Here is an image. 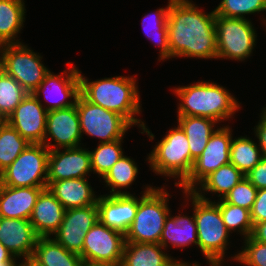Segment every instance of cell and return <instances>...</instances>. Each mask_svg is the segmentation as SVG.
I'll return each mask as SVG.
<instances>
[{"label": "cell", "instance_id": "6da1fadb", "mask_svg": "<svg viewBox=\"0 0 266 266\" xmlns=\"http://www.w3.org/2000/svg\"><path fill=\"white\" fill-rule=\"evenodd\" d=\"M215 13H205L191 0H172L167 28L171 58L217 59Z\"/></svg>", "mask_w": 266, "mask_h": 266}, {"label": "cell", "instance_id": "7a4b0ae2", "mask_svg": "<svg viewBox=\"0 0 266 266\" xmlns=\"http://www.w3.org/2000/svg\"><path fill=\"white\" fill-rule=\"evenodd\" d=\"M80 93L91 103L123 116L132 126L138 125L150 140L154 134L149 131L136 114L141 112V101L136 77L116 76L96 81H89L79 73Z\"/></svg>", "mask_w": 266, "mask_h": 266}, {"label": "cell", "instance_id": "3957f363", "mask_svg": "<svg viewBox=\"0 0 266 266\" xmlns=\"http://www.w3.org/2000/svg\"><path fill=\"white\" fill-rule=\"evenodd\" d=\"M181 101L178 116H199L224 122L241 107L237 99L223 86L214 82L198 81L174 90Z\"/></svg>", "mask_w": 266, "mask_h": 266}, {"label": "cell", "instance_id": "277c9868", "mask_svg": "<svg viewBox=\"0 0 266 266\" xmlns=\"http://www.w3.org/2000/svg\"><path fill=\"white\" fill-rule=\"evenodd\" d=\"M192 201L193 215L197 226L198 247L210 266H222L225 259L230 232L227 230L219 207L204 194L184 191ZM189 196V197H188Z\"/></svg>", "mask_w": 266, "mask_h": 266}, {"label": "cell", "instance_id": "5b68a950", "mask_svg": "<svg viewBox=\"0 0 266 266\" xmlns=\"http://www.w3.org/2000/svg\"><path fill=\"white\" fill-rule=\"evenodd\" d=\"M139 198L137 212L125 234L126 242L159 244L170 209L164 188L147 186Z\"/></svg>", "mask_w": 266, "mask_h": 266}, {"label": "cell", "instance_id": "8992f818", "mask_svg": "<svg viewBox=\"0 0 266 266\" xmlns=\"http://www.w3.org/2000/svg\"><path fill=\"white\" fill-rule=\"evenodd\" d=\"M146 159L155 174L178 178L176 186L189 176L193 167L188 139L179 125L166 133Z\"/></svg>", "mask_w": 266, "mask_h": 266}, {"label": "cell", "instance_id": "52a82bcc", "mask_svg": "<svg viewBox=\"0 0 266 266\" xmlns=\"http://www.w3.org/2000/svg\"><path fill=\"white\" fill-rule=\"evenodd\" d=\"M217 58L244 61L252 55L257 33L247 18L215 16Z\"/></svg>", "mask_w": 266, "mask_h": 266}, {"label": "cell", "instance_id": "ba28073f", "mask_svg": "<svg viewBox=\"0 0 266 266\" xmlns=\"http://www.w3.org/2000/svg\"><path fill=\"white\" fill-rule=\"evenodd\" d=\"M49 153L44 144H30L0 174V183L9 187H47Z\"/></svg>", "mask_w": 266, "mask_h": 266}, {"label": "cell", "instance_id": "9c48e42d", "mask_svg": "<svg viewBox=\"0 0 266 266\" xmlns=\"http://www.w3.org/2000/svg\"><path fill=\"white\" fill-rule=\"evenodd\" d=\"M76 106L82 135L96 137L99 143L123 139L132 126L123 116L89 102L81 93Z\"/></svg>", "mask_w": 266, "mask_h": 266}, {"label": "cell", "instance_id": "30bf717a", "mask_svg": "<svg viewBox=\"0 0 266 266\" xmlns=\"http://www.w3.org/2000/svg\"><path fill=\"white\" fill-rule=\"evenodd\" d=\"M43 57L24 43L3 44L2 70L32 93L50 71L41 62Z\"/></svg>", "mask_w": 266, "mask_h": 266}, {"label": "cell", "instance_id": "8fae6325", "mask_svg": "<svg viewBox=\"0 0 266 266\" xmlns=\"http://www.w3.org/2000/svg\"><path fill=\"white\" fill-rule=\"evenodd\" d=\"M230 126L217 128L211 135L202 154L195 159L189 176L177 187L184 191H192L210 173L230 163L232 142Z\"/></svg>", "mask_w": 266, "mask_h": 266}, {"label": "cell", "instance_id": "7c38bea8", "mask_svg": "<svg viewBox=\"0 0 266 266\" xmlns=\"http://www.w3.org/2000/svg\"><path fill=\"white\" fill-rule=\"evenodd\" d=\"M125 234L98 221L86 233L82 252L83 263H118L122 261Z\"/></svg>", "mask_w": 266, "mask_h": 266}, {"label": "cell", "instance_id": "4fadbf2b", "mask_svg": "<svg viewBox=\"0 0 266 266\" xmlns=\"http://www.w3.org/2000/svg\"><path fill=\"white\" fill-rule=\"evenodd\" d=\"M68 64L70 65L69 70H64L59 75L49 71L40 85L32 92L39 100L40 94L43 93L44 100L50 102L48 106L44 107L47 111L68 108L76 104L80 95V70L72 63ZM69 98L73 100H68Z\"/></svg>", "mask_w": 266, "mask_h": 266}, {"label": "cell", "instance_id": "5bb4252c", "mask_svg": "<svg viewBox=\"0 0 266 266\" xmlns=\"http://www.w3.org/2000/svg\"><path fill=\"white\" fill-rule=\"evenodd\" d=\"M51 139L55 144L49 141ZM81 139L82 133L76 104L68 108L47 111L43 144L49 150L79 147Z\"/></svg>", "mask_w": 266, "mask_h": 266}, {"label": "cell", "instance_id": "9a60e30c", "mask_svg": "<svg viewBox=\"0 0 266 266\" xmlns=\"http://www.w3.org/2000/svg\"><path fill=\"white\" fill-rule=\"evenodd\" d=\"M41 102L28 93L5 120L30 144L44 143L47 110Z\"/></svg>", "mask_w": 266, "mask_h": 266}, {"label": "cell", "instance_id": "2e32d148", "mask_svg": "<svg viewBox=\"0 0 266 266\" xmlns=\"http://www.w3.org/2000/svg\"><path fill=\"white\" fill-rule=\"evenodd\" d=\"M92 172L89 150L81 146L50 150L48 156L47 181L72 178H87Z\"/></svg>", "mask_w": 266, "mask_h": 266}, {"label": "cell", "instance_id": "e0dca14e", "mask_svg": "<svg viewBox=\"0 0 266 266\" xmlns=\"http://www.w3.org/2000/svg\"><path fill=\"white\" fill-rule=\"evenodd\" d=\"M139 198L132 194L100 195L97 199L99 221L108 228L126 234L134 221Z\"/></svg>", "mask_w": 266, "mask_h": 266}, {"label": "cell", "instance_id": "ac0fdd59", "mask_svg": "<svg viewBox=\"0 0 266 266\" xmlns=\"http://www.w3.org/2000/svg\"><path fill=\"white\" fill-rule=\"evenodd\" d=\"M38 238L30 220L0 217V242L15 258L32 257Z\"/></svg>", "mask_w": 266, "mask_h": 266}, {"label": "cell", "instance_id": "d6986e66", "mask_svg": "<svg viewBox=\"0 0 266 266\" xmlns=\"http://www.w3.org/2000/svg\"><path fill=\"white\" fill-rule=\"evenodd\" d=\"M47 187H9L0 183V217L29 220L40 193Z\"/></svg>", "mask_w": 266, "mask_h": 266}, {"label": "cell", "instance_id": "ffe728a7", "mask_svg": "<svg viewBox=\"0 0 266 266\" xmlns=\"http://www.w3.org/2000/svg\"><path fill=\"white\" fill-rule=\"evenodd\" d=\"M65 210L61 202L45 188L38 196L29 219L36 234L39 237H52L62 223Z\"/></svg>", "mask_w": 266, "mask_h": 266}, {"label": "cell", "instance_id": "44dd1931", "mask_svg": "<svg viewBox=\"0 0 266 266\" xmlns=\"http://www.w3.org/2000/svg\"><path fill=\"white\" fill-rule=\"evenodd\" d=\"M87 178L47 181V188L66 210L97 205V199Z\"/></svg>", "mask_w": 266, "mask_h": 266}, {"label": "cell", "instance_id": "7402d4cb", "mask_svg": "<svg viewBox=\"0 0 266 266\" xmlns=\"http://www.w3.org/2000/svg\"><path fill=\"white\" fill-rule=\"evenodd\" d=\"M168 243L174 248H182L191 244L198 247L197 226L194 215L190 217L187 215L182 216V214L173 217L171 214L168 215L159 244L164 249H167Z\"/></svg>", "mask_w": 266, "mask_h": 266}, {"label": "cell", "instance_id": "603a6c76", "mask_svg": "<svg viewBox=\"0 0 266 266\" xmlns=\"http://www.w3.org/2000/svg\"><path fill=\"white\" fill-rule=\"evenodd\" d=\"M178 125L188 139L191 152V163L194 164L207 146L211 135L215 132V120L199 116H177Z\"/></svg>", "mask_w": 266, "mask_h": 266}, {"label": "cell", "instance_id": "cb8c5ba5", "mask_svg": "<svg viewBox=\"0 0 266 266\" xmlns=\"http://www.w3.org/2000/svg\"><path fill=\"white\" fill-rule=\"evenodd\" d=\"M164 250L160 244L126 242L121 263L123 266H167L173 257Z\"/></svg>", "mask_w": 266, "mask_h": 266}, {"label": "cell", "instance_id": "d4e9b609", "mask_svg": "<svg viewBox=\"0 0 266 266\" xmlns=\"http://www.w3.org/2000/svg\"><path fill=\"white\" fill-rule=\"evenodd\" d=\"M32 258L42 266H83L79 254L66 250L51 237H39Z\"/></svg>", "mask_w": 266, "mask_h": 266}, {"label": "cell", "instance_id": "484cf974", "mask_svg": "<svg viewBox=\"0 0 266 266\" xmlns=\"http://www.w3.org/2000/svg\"><path fill=\"white\" fill-rule=\"evenodd\" d=\"M24 0H0V43H22L18 37L25 22Z\"/></svg>", "mask_w": 266, "mask_h": 266}, {"label": "cell", "instance_id": "4316f807", "mask_svg": "<svg viewBox=\"0 0 266 266\" xmlns=\"http://www.w3.org/2000/svg\"><path fill=\"white\" fill-rule=\"evenodd\" d=\"M244 177L245 175L240 170L229 163L210 173L199 183L200 185L196 186L191 192L194 194H205V192L218 193L219 195L217 196L223 199V197Z\"/></svg>", "mask_w": 266, "mask_h": 266}, {"label": "cell", "instance_id": "83f0119b", "mask_svg": "<svg viewBox=\"0 0 266 266\" xmlns=\"http://www.w3.org/2000/svg\"><path fill=\"white\" fill-rule=\"evenodd\" d=\"M168 1V6L166 8H159L158 10H156V12H153V14L149 13L142 19V27L144 29V33L148 37V39H150L151 41L155 40V44L157 43L160 46L159 59L163 61L165 59L169 60L171 58V51L168 42L167 18L169 5L172 0Z\"/></svg>", "mask_w": 266, "mask_h": 266}, {"label": "cell", "instance_id": "f1b7e54d", "mask_svg": "<svg viewBox=\"0 0 266 266\" xmlns=\"http://www.w3.org/2000/svg\"><path fill=\"white\" fill-rule=\"evenodd\" d=\"M138 170L137 163L123 155L102 178L106 187L111 188L110 195L131 194L121 190L132 185L138 175Z\"/></svg>", "mask_w": 266, "mask_h": 266}, {"label": "cell", "instance_id": "f546056e", "mask_svg": "<svg viewBox=\"0 0 266 266\" xmlns=\"http://www.w3.org/2000/svg\"><path fill=\"white\" fill-rule=\"evenodd\" d=\"M261 149L249 137L232 138L230 163L244 175L248 174L261 160Z\"/></svg>", "mask_w": 266, "mask_h": 266}, {"label": "cell", "instance_id": "4dcf8cb0", "mask_svg": "<svg viewBox=\"0 0 266 266\" xmlns=\"http://www.w3.org/2000/svg\"><path fill=\"white\" fill-rule=\"evenodd\" d=\"M30 143L11 125H0V174L25 150Z\"/></svg>", "mask_w": 266, "mask_h": 266}, {"label": "cell", "instance_id": "1f68e13d", "mask_svg": "<svg viewBox=\"0 0 266 266\" xmlns=\"http://www.w3.org/2000/svg\"><path fill=\"white\" fill-rule=\"evenodd\" d=\"M214 203L219 207L222 220L230 233L236 230L244 236V239L251 236L253 223L250 210L226 203L222 198Z\"/></svg>", "mask_w": 266, "mask_h": 266}, {"label": "cell", "instance_id": "d6a6232c", "mask_svg": "<svg viewBox=\"0 0 266 266\" xmlns=\"http://www.w3.org/2000/svg\"><path fill=\"white\" fill-rule=\"evenodd\" d=\"M18 81L0 70V117L5 121L28 95Z\"/></svg>", "mask_w": 266, "mask_h": 266}, {"label": "cell", "instance_id": "836d02e7", "mask_svg": "<svg viewBox=\"0 0 266 266\" xmlns=\"http://www.w3.org/2000/svg\"><path fill=\"white\" fill-rule=\"evenodd\" d=\"M119 139L113 142L100 143L90 151L92 171L103 178L112 166L124 155Z\"/></svg>", "mask_w": 266, "mask_h": 266}, {"label": "cell", "instance_id": "e575fe53", "mask_svg": "<svg viewBox=\"0 0 266 266\" xmlns=\"http://www.w3.org/2000/svg\"><path fill=\"white\" fill-rule=\"evenodd\" d=\"M261 11H266V0H222L214 9L217 16L243 19Z\"/></svg>", "mask_w": 266, "mask_h": 266}, {"label": "cell", "instance_id": "d590c367", "mask_svg": "<svg viewBox=\"0 0 266 266\" xmlns=\"http://www.w3.org/2000/svg\"><path fill=\"white\" fill-rule=\"evenodd\" d=\"M99 221L97 205L65 210L60 227L91 229Z\"/></svg>", "mask_w": 266, "mask_h": 266}, {"label": "cell", "instance_id": "8d00e7d4", "mask_svg": "<svg viewBox=\"0 0 266 266\" xmlns=\"http://www.w3.org/2000/svg\"><path fill=\"white\" fill-rule=\"evenodd\" d=\"M244 248L232 260L246 266H266V244L254 240L251 236L244 240Z\"/></svg>", "mask_w": 266, "mask_h": 266}, {"label": "cell", "instance_id": "74e56055", "mask_svg": "<svg viewBox=\"0 0 266 266\" xmlns=\"http://www.w3.org/2000/svg\"><path fill=\"white\" fill-rule=\"evenodd\" d=\"M258 189L244 177L224 197L226 203L251 210L257 196Z\"/></svg>", "mask_w": 266, "mask_h": 266}, {"label": "cell", "instance_id": "f35d334b", "mask_svg": "<svg viewBox=\"0 0 266 266\" xmlns=\"http://www.w3.org/2000/svg\"><path fill=\"white\" fill-rule=\"evenodd\" d=\"M90 229H75L59 227L53 234V239L61 244L66 250L80 254L84 244L86 233Z\"/></svg>", "mask_w": 266, "mask_h": 266}, {"label": "cell", "instance_id": "ab89813d", "mask_svg": "<svg viewBox=\"0 0 266 266\" xmlns=\"http://www.w3.org/2000/svg\"><path fill=\"white\" fill-rule=\"evenodd\" d=\"M250 216L253 225L266 221V189L258 190L256 199L250 210Z\"/></svg>", "mask_w": 266, "mask_h": 266}, {"label": "cell", "instance_id": "60d3db41", "mask_svg": "<svg viewBox=\"0 0 266 266\" xmlns=\"http://www.w3.org/2000/svg\"><path fill=\"white\" fill-rule=\"evenodd\" d=\"M245 177L258 189H266V157L262 156L260 162Z\"/></svg>", "mask_w": 266, "mask_h": 266}, {"label": "cell", "instance_id": "b9f144b4", "mask_svg": "<svg viewBox=\"0 0 266 266\" xmlns=\"http://www.w3.org/2000/svg\"><path fill=\"white\" fill-rule=\"evenodd\" d=\"M260 120L254 127L255 136L259 139L258 145L261 149L262 156L266 157V111L263 109L260 113Z\"/></svg>", "mask_w": 266, "mask_h": 266}, {"label": "cell", "instance_id": "7bdbcfd3", "mask_svg": "<svg viewBox=\"0 0 266 266\" xmlns=\"http://www.w3.org/2000/svg\"><path fill=\"white\" fill-rule=\"evenodd\" d=\"M251 237L258 242L266 244V221L253 225Z\"/></svg>", "mask_w": 266, "mask_h": 266}, {"label": "cell", "instance_id": "ee69618b", "mask_svg": "<svg viewBox=\"0 0 266 266\" xmlns=\"http://www.w3.org/2000/svg\"><path fill=\"white\" fill-rule=\"evenodd\" d=\"M17 259L0 242V263H16Z\"/></svg>", "mask_w": 266, "mask_h": 266}, {"label": "cell", "instance_id": "f6af8a7d", "mask_svg": "<svg viewBox=\"0 0 266 266\" xmlns=\"http://www.w3.org/2000/svg\"><path fill=\"white\" fill-rule=\"evenodd\" d=\"M83 266H123L121 262L118 263H84Z\"/></svg>", "mask_w": 266, "mask_h": 266}, {"label": "cell", "instance_id": "bcb514c9", "mask_svg": "<svg viewBox=\"0 0 266 266\" xmlns=\"http://www.w3.org/2000/svg\"><path fill=\"white\" fill-rule=\"evenodd\" d=\"M23 266H42V265H40L32 257H30L29 259L23 260Z\"/></svg>", "mask_w": 266, "mask_h": 266}, {"label": "cell", "instance_id": "7dc6e473", "mask_svg": "<svg viewBox=\"0 0 266 266\" xmlns=\"http://www.w3.org/2000/svg\"><path fill=\"white\" fill-rule=\"evenodd\" d=\"M184 265H189V262H184L183 260H177L173 259L167 266H184Z\"/></svg>", "mask_w": 266, "mask_h": 266}, {"label": "cell", "instance_id": "c3c4849f", "mask_svg": "<svg viewBox=\"0 0 266 266\" xmlns=\"http://www.w3.org/2000/svg\"><path fill=\"white\" fill-rule=\"evenodd\" d=\"M2 50H3V44L0 43V70L2 69Z\"/></svg>", "mask_w": 266, "mask_h": 266}, {"label": "cell", "instance_id": "681fc988", "mask_svg": "<svg viewBox=\"0 0 266 266\" xmlns=\"http://www.w3.org/2000/svg\"><path fill=\"white\" fill-rule=\"evenodd\" d=\"M16 263H0V266H14Z\"/></svg>", "mask_w": 266, "mask_h": 266}, {"label": "cell", "instance_id": "f907efd6", "mask_svg": "<svg viewBox=\"0 0 266 266\" xmlns=\"http://www.w3.org/2000/svg\"><path fill=\"white\" fill-rule=\"evenodd\" d=\"M198 262H193L192 264L190 263L189 265H184V266H200L199 264H197Z\"/></svg>", "mask_w": 266, "mask_h": 266}, {"label": "cell", "instance_id": "816d5d0a", "mask_svg": "<svg viewBox=\"0 0 266 266\" xmlns=\"http://www.w3.org/2000/svg\"><path fill=\"white\" fill-rule=\"evenodd\" d=\"M14 266H23V261L19 265L15 264Z\"/></svg>", "mask_w": 266, "mask_h": 266}, {"label": "cell", "instance_id": "f5cc1de1", "mask_svg": "<svg viewBox=\"0 0 266 266\" xmlns=\"http://www.w3.org/2000/svg\"><path fill=\"white\" fill-rule=\"evenodd\" d=\"M4 122V120L0 117V125Z\"/></svg>", "mask_w": 266, "mask_h": 266}]
</instances>
